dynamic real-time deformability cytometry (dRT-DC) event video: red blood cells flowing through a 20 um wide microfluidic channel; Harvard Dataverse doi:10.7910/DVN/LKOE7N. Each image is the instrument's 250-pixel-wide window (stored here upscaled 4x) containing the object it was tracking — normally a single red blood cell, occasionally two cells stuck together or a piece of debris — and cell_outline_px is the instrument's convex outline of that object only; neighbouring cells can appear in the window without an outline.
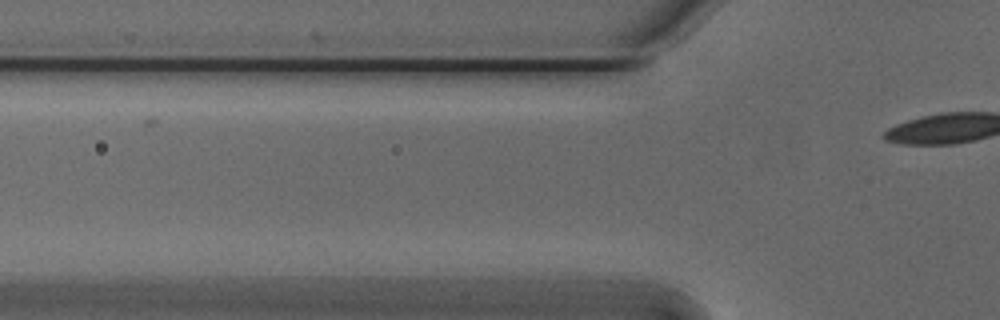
{"species": "Egyptian fruit bat (a non-hibernating species)", "species_latin": "Rousettus aegyptiacus", "temperature_condition": "cold", "stored_images_in_passage": 4, "camera_frame_rate_fps": 3000, "um_per_image_px": 0.085, "animal": {"sex": "male"}, "frame": {"image": 1, "passage_image": 3, "time_ms": 0.667, "image_size_px": [1000, 320], "cell_outline_px": [[588, 120], [568, 128], [540, 132], [472, 132], [456, 128], [448, 124], [448, 120], [488, 116], [560, 116]], "centroid_in_image_um": [43.75, 10.52], "position_along_channel_um": 82.1, "area_um2": 13.06}}